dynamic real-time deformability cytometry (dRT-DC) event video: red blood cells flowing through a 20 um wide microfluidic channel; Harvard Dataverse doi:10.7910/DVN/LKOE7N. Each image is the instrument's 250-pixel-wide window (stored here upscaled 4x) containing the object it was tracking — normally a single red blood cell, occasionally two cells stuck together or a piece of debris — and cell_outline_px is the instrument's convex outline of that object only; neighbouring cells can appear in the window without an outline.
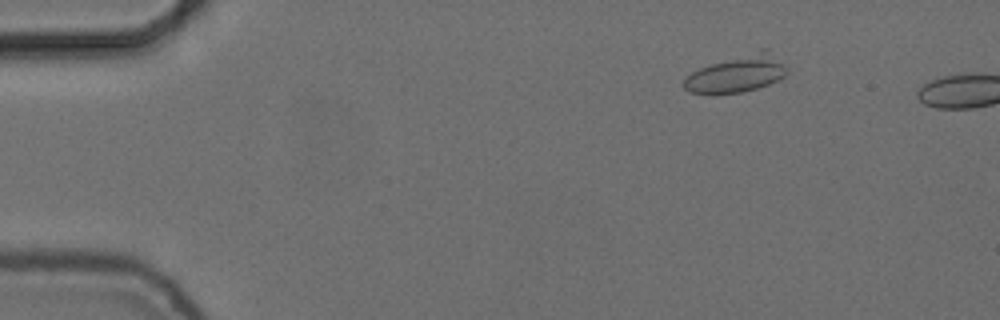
{"species": "common noctule bat (a hibernating species)", "species_latin": "Nyctalus noctula", "temperature_condition": "cold", "stored_images_in_passage": 8, "camera_frame_rate_fps": 3000, "um_per_image_px": 0.085, "animal": {"sex": "female", "body_mass_g": 24.6, "forearm_length_mm": 56.2}, "frame": {"image": 1, "passage_image": 5, "time_ms": 1.333, "image_size_px": [1000, 320], "cell_outline_px": [[788, 72], [784, 76], [768, 84], [756, 88], [740, 92], [708, 96], [688, 92], [684, 88], [684, 80], [692, 72], [700, 68], [760, 48], [768, 48], [788, 68]], "centroid_in_image_um": [62.63, 6.29], "position_along_channel_um": 22.4, "area_um2": 22.43}}